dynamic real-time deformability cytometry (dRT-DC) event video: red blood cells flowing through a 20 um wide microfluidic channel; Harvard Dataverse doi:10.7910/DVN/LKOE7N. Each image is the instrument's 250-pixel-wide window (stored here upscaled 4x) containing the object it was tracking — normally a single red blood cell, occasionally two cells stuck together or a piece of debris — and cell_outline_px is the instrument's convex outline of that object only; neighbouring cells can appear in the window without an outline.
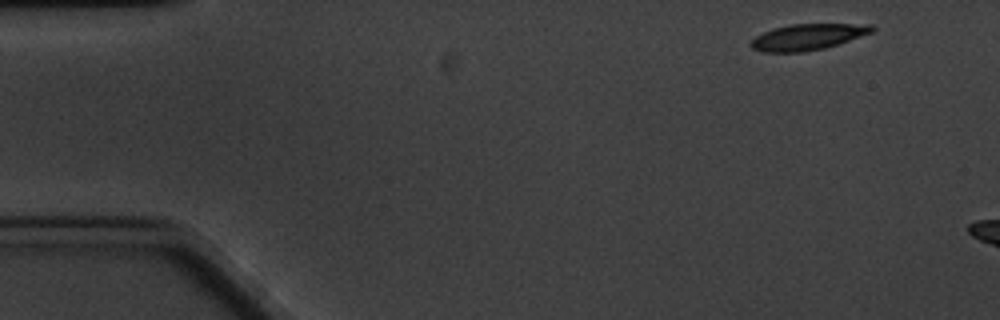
{"species": "common noctule bat (a hibernating species)", "species_latin": "Nyctalus noctula", "temperature_condition": "cold", "stored_images_in_passage": 3, "camera_frame_rate_fps": 3000, "um_per_image_px": 0.085, "animal": {"sex": "male", "body_mass_g": 20.1, "forearm_length_mm": 53.5}, "frame": {"image": 1, "passage_image": 1, "time_ms": 0.0, "image_size_px": [1000, 320], "cell_outline_px": [[876, 28], [872, 32], [824, 48], [800, 52], [764, 52], [752, 48], [748, 44], [756, 36], [772, 28], [788, 24], [872, 24]], "centroid_in_image_um": [68.62, 3.13], "position_along_channel_um": 16.4, "area_um2": 18.26}}